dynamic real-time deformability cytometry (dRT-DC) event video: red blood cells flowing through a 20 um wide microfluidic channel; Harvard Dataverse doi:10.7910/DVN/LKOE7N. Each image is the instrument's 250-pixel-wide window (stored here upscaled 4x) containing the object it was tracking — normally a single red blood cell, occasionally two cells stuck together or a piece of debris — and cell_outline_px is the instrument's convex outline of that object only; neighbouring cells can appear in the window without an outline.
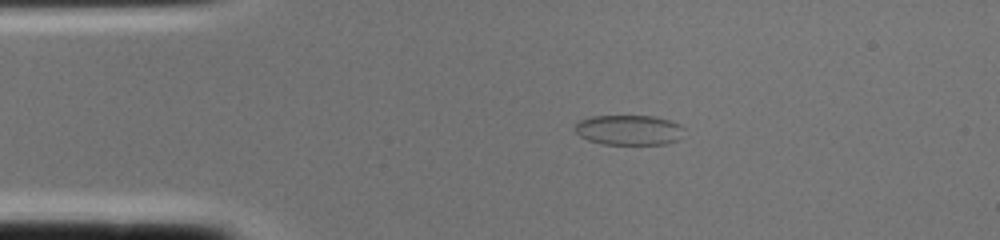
{"species": "common noctule bat (a hibernating species)", "species_latin": "Nyctalus noctula", "temperature_condition": "cold", "stored_images_in_passage": 1, "camera_frame_rate_fps": 3000, "um_per_image_px": 0.085, "animal": {"sex": "female", "body_mass_g": 22.0, "forearm_length_mm": 56.7}, "frame": {"image": 1, "passage_image": 1, "time_ms": 0.0, "image_size_px": [1000, 240], "cell_outline_px": [[684, 128], [680, 140], [668, 144], [604, 144], [588, 140], [580, 136], [572, 128], [580, 120], [592, 116], [652, 116], [668, 120], [680, 124]], "centroid_in_image_um": [53.47, 11.05], "position_along_channel_um": 31.5, "area_um2": 19.25}}